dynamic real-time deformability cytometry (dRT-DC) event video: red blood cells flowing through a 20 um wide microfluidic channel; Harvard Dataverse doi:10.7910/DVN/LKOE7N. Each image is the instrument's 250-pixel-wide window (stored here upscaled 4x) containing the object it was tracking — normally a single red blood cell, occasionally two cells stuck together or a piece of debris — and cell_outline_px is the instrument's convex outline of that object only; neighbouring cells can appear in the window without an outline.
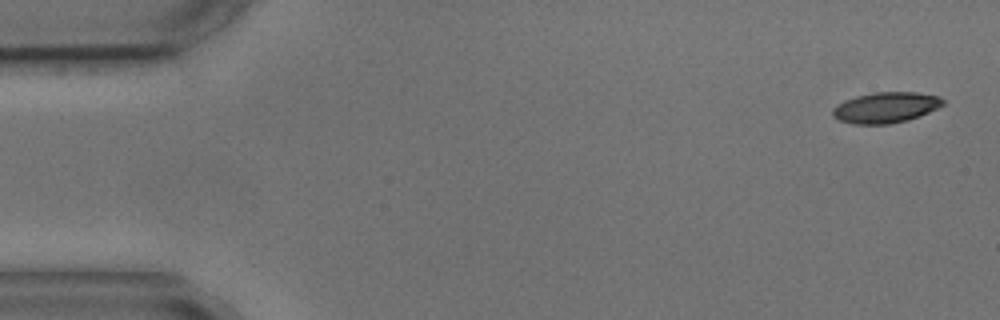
{"species": "common noctule bat (a hibernating species)", "species_latin": "Nyctalus noctula", "temperature_condition": "cold", "stored_images_in_passage": 8, "camera_frame_rate_fps": 3000, "um_per_image_px": 0.085, "animal": {"sex": "male", "body_mass_g": 17.9, "forearm_length_mm": 54.2}, "frame": {"image": 1, "passage_image": 1, "time_ms": 0.0, "image_size_px": [1000, 320], "cell_outline_px": [[944, 104], [920, 116], [908, 120], [888, 124], [852, 124], [840, 120], [832, 116], [832, 108], [844, 100], [856, 96], [872, 92], [916, 92], [940, 96], [944, 100]], "centroid_in_image_um": [75.27, 9.13], "position_along_channel_um": 9.7, "area_um2": 19.83}}
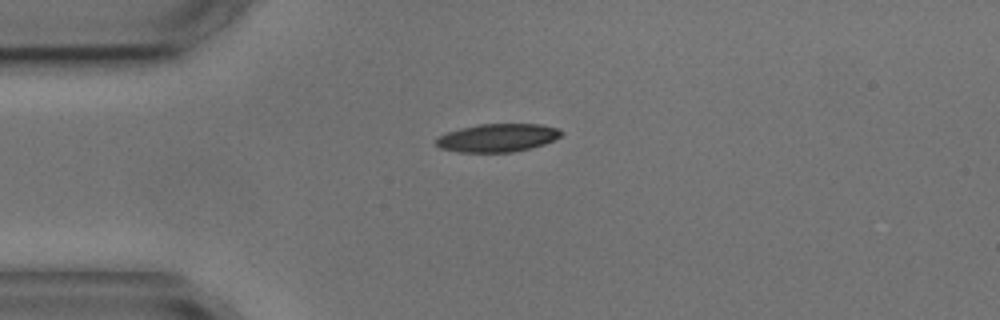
{"frame": {"image": 2, "passage_image": 4, "time_ms": 3.667, "image_size_px": [1000, 320], "cell_outline_px": [[564, 132], [560, 136], [544, 144], [512, 152], [460, 152], [440, 148], [436, 144], [436, 140], [440, 136], [448, 132], [460, 128], [480, 124], [540, 124], [556, 128]], "centroid_in_image_um": [42.28, 11.71], "position_along_channel_um": 42.7, "area_um2": 20.23}}